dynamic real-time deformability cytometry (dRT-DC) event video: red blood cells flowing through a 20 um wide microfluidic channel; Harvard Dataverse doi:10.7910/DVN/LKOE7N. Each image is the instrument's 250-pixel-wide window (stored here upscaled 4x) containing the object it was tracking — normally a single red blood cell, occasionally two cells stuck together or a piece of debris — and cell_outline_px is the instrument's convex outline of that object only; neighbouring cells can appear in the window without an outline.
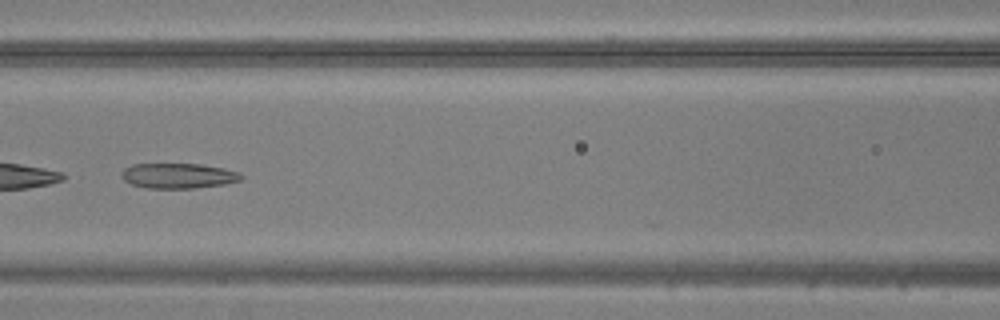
{"species": "common noctule bat (a hibernating species)", "species_latin": "Nyctalus noctula", "temperature_condition": "warm", "stored_images_in_passage": 48, "camera_frame_rate_fps": 3000, "um_per_image_px": 0.085, "animal": {"sex": "male", "body_mass_g": 20.5, "forearm_length_mm": 52.5}, "frame": {"image": 1, "passage_image": 22, "time_ms": 7.0, "image_size_px": [1000, 320], "cell_outline_px": [[244, 176], [240, 180], [224, 184], [196, 188], [148, 188], [132, 184], [124, 180], [120, 172], [124, 168], [132, 164], [200, 164], [224, 168], [240, 172]], "centroid_in_image_um": [15.16, 14.93], "position_along_channel_um": 151.4, "area_um2": 17.57}}
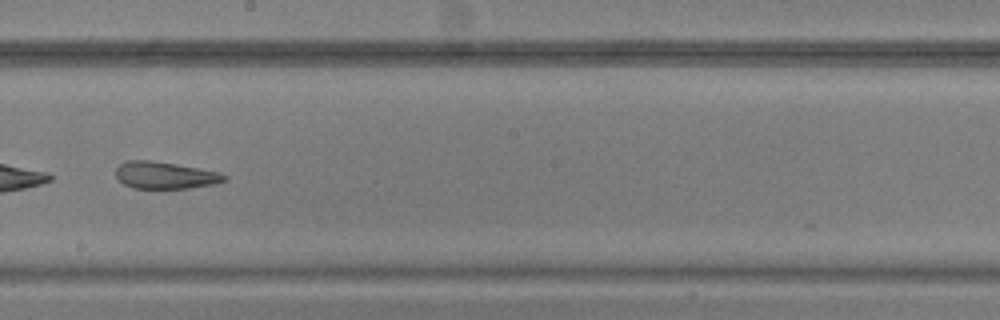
{"frame": {"image": 2, "passage_image": 28, "time_ms": 9.0, "image_size_px": [1000, 320], "cell_outline_px": [[228, 176], [224, 180], [216, 184], [188, 188], [132, 188], [124, 184], [116, 176], [116, 168], [120, 164], [128, 160], [152, 160], [200, 168], [220, 172]], "centroid_in_image_um": [14.04, 14.89], "position_along_channel_um": 234.2, "area_um2": 17.11}}
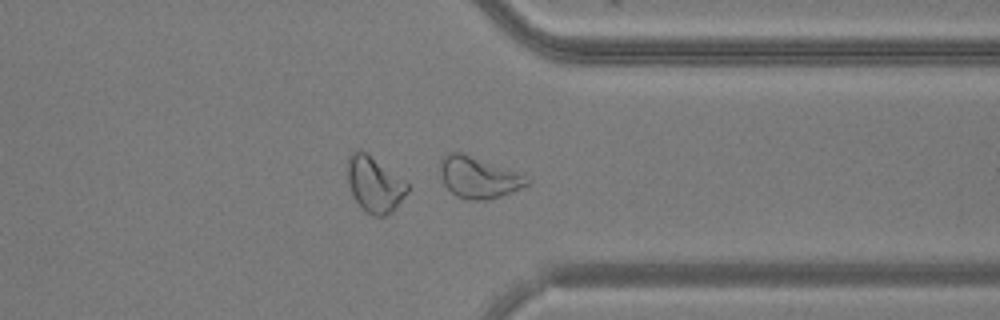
{"frame": {"image": 3, "passage_image": 38, "time_ms": 12.333, "image_size_px": [1000, 320], "cell_outline_px": [[532, 180], [528, 184], [512, 192], [488, 200], [464, 200], [456, 196], [444, 184], [440, 172], [440, 160], [448, 152], [460, 152], [516, 172]], "centroid_in_image_um": [40.64, 15.1], "position_along_channel_um": 370.8, "area_um2": 20.63}}